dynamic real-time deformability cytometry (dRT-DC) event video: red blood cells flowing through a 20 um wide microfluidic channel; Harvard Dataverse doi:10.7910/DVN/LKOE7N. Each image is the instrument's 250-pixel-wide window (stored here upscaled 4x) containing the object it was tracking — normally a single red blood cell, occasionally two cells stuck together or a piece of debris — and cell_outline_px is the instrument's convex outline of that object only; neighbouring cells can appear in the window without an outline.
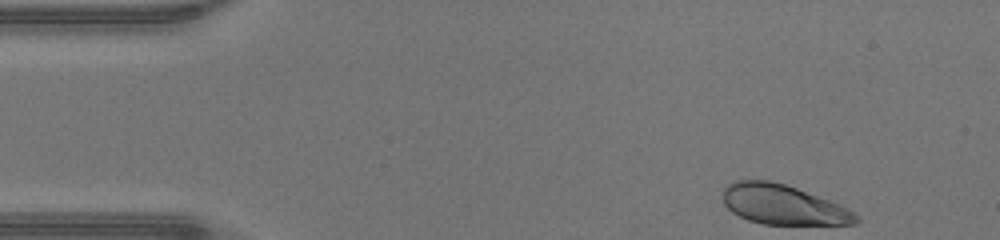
{"species": "human", "species_latin": "Homo sapiens", "temperature_condition": "warm", "stored_images_in_passage": 36, "camera_frame_rate_fps": 3000, "um_per_image_px": 0.085, "donor": {"sex": "male"}, "frame": {"image": 1, "passage_image": 1, "time_ms": 0.0, "image_size_px": [1000, 240], "cell_outline_px": [[860, 220], [856, 224], [764, 224], [748, 220], [732, 212], [724, 204], [724, 188], [728, 184], [736, 180], [768, 180], [784, 184], [796, 188], [828, 200], [848, 208], [860, 216]], "centroid_in_image_um": [66.57, 17.4], "position_along_channel_um": 18.4, "area_um2": 30.58}}
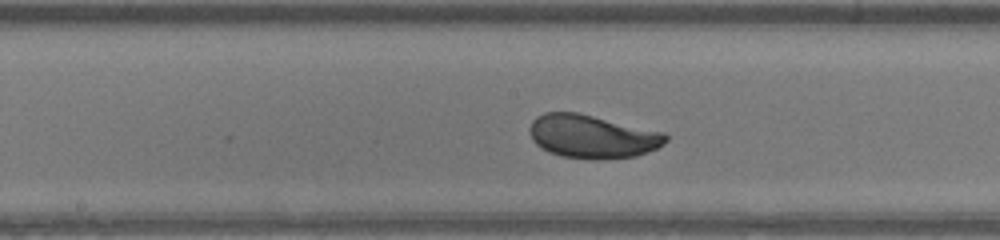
{"frame": {"image": 2, "passage_image": 20, "time_ms": 6.333, "image_size_px": [1000, 240], "cell_outline_px": [[668, 140], [664, 144], [656, 148], [636, 156], [600, 160], [596, 160], [560, 156], [548, 152], [536, 144], [532, 140], [528, 128], [532, 120], [536, 116], [544, 112], [576, 112], [664, 132], [668, 136]], "centroid_in_image_um": [50.31, 11.6], "position_along_channel_um": 197.9, "area_um2": 34.56}}
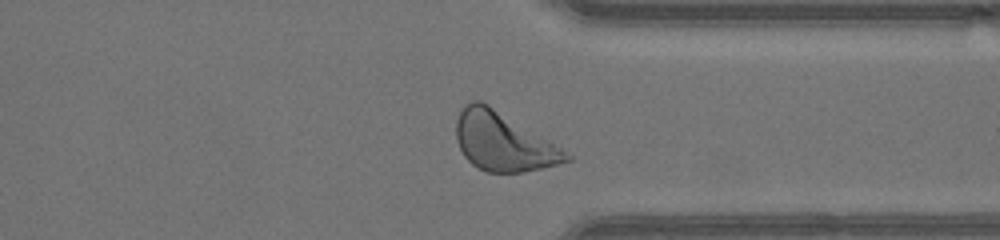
{"frame": {"image": 3, "passage_image": 32, "time_ms": 10.333, "image_size_px": [1000, 240], "cell_outline_px": [[572, 160], [524, 172], [484, 172], [472, 164], [464, 156], [456, 140], [456, 120], [460, 112], [472, 100], [480, 100], [488, 104], [548, 140], [572, 156]], "centroid_in_image_um": [42.73, 12.06], "position_along_channel_um": 368.7, "area_um2": 36.88}, "authors_computed_cell_mechanics": {"area_um2": 33.6107, "velocity_mm_per_s": 4.3278, "shape_relaxation_time_tau1_ms": 1.6249, "shape_relaxation_time_tau2_ms": null, "deformation_change_tau1": 0.1119, "deformation_change_tau2": null}}